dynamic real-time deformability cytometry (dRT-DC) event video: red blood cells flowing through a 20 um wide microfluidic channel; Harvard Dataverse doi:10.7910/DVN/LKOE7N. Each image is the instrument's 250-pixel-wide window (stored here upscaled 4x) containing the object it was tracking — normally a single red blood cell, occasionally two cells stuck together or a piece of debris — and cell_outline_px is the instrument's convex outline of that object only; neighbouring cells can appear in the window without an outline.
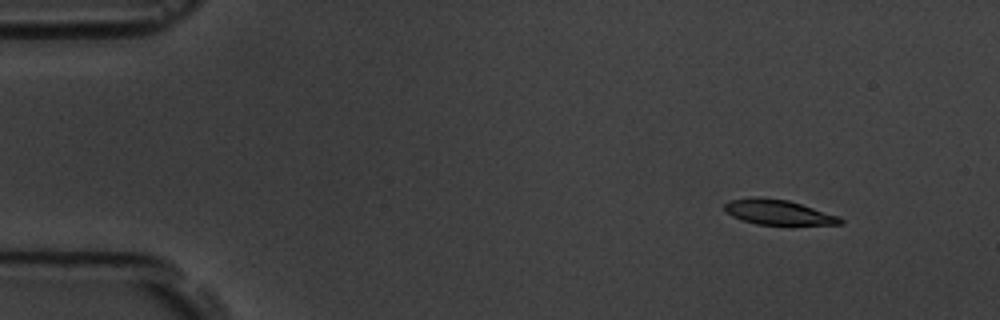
{"species": "common noctule bat (a hibernating species)", "species_latin": "Nyctalus noctula", "temperature_condition": "room temperature", "stored_images_in_passage": 6, "camera_frame_rate_fps": 3000, "um_per_image_px": 0.085, "animal": {"sex": "male", "body_mass_g": 19.5, "forearm_length_mm": 54.6}, "frame": {"image": 1, "passage_image": 2, "time_ms": 1.333, "image_size_px": [1000, 320], "cell_outline_px": [[844, 220], [840, 224], [756, 224], [732, 216], [724, 212], [724, 204], [728, 200], [752, 196], [788, 200], [840, 216]], "centroid_in_image_um": [66.09, 18.02], "position_along_channel_um": 18.9, "area_um2": 16.76}}
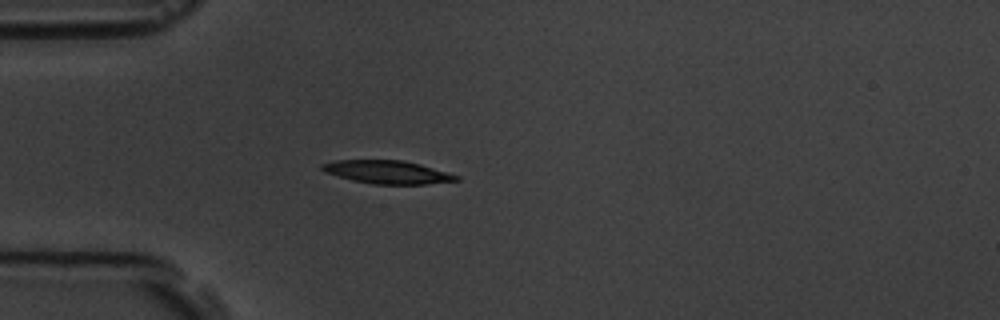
{"frame": {"image": 2, "passage_image": 5, "time_ms": 4.667, "image_size_px": [1000, 320], "cell_outline_px": [[460, 180], [428, 184], [372, 184], [352, 180], [324, 172], [320, 168], [320, 164], [336, 160], [404, 160], [420, 164], [460, 176]], "centroid_in_image_um": [32.92, 14.62], "position_along_channel_um": 52.1, "area_um2": 18.15}}